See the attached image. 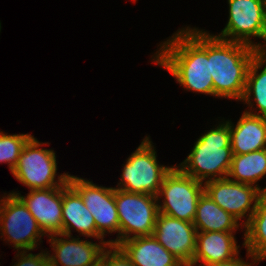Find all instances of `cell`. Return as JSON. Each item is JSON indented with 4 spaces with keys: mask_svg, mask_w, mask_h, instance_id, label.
<instances>
[{
    "mask_svg": "<svg viewBox=\"0 0 266 266\" xmlns=\"http://www.w3.org/2000/svg\"><path fill=\"white\" fill-rule=\"evenodd\" d=\"M264 176H266V148L247 154L233 155L227 176L230 180L256 186L264 193V188L257 184Z\"/></svg>",
    "mask_w": 266,
    "mask_h": 266,
    "instance_id": "22",
    "label": "cell"
},
{
    "mask_svg": "<svg viewBox=\"0 0 266 266\" xmlns=\"http://www.w3.org/2000/svg\"><path fill=\"white\" fill-rule=\"evenodd\" d=\"M47 237L54 251L52 255L48 251L50 266H95L104 249L110 245L109 242L98 244L89 240H81L79 236L74 238L73 235L63 233Z\"/></svg>",
    "mask_w": 266,
    "mask_h": 266,
    "instance_id": "13",
    "label": "cell"
},
{
    "mask_svg": "<svg viewBox=\"0 0 266 266\" xmlns=\"http://www.w3.org/2000/svg\"><path fill=\"white\" fill-rule=\"evenodd\" d=\"M133 266H184L153 235L124 240L117 245Z\"/></svg>",
    "mask_w": 266,
    "mask_h": 266,
    "instance_id": "18",
    "label": "cell"
},
{
    "mask_svg": "<svg viewBox=\"0 0 266 266\" xmlns=\"http://www.w3.org/2000/svg\"><path fill=\"white\" fill-rule=\"evenodd\" d=\"M31 134H8L0 130V163H7L10 172L16 167L20 154Z\"/></svg>",
    "mask_w": 266,
    "mask_h": 266,
    "instance_id": "23",
    "label": "cell"
},
{
    "mask_svg": "<svg viewBox=\"0 0 266 266\" xmlns=\"http://www.w3.org/2000/svg\"><path fill=\"white\" fill-rule=\"evenodd\" d=\"M72 229L84 237L109 242L104 241V238L97 232L93 215L84 205L81 196L67 181L62 186V233L71 236Z\"/></svg>",
    "mask_w": 266,
    "mask_h": 266,
    "instance_id": "15",
    "label": "cell"
},
{
    "mask_svg": "<svg viewBox=\"0 0 266 266\" xmlns=\"http://www.w3.org/2000/svg\"><path fill=\"white\" fill-rule=\"evenodd\" d=\"M102 266H133L125 253L115 245H108L100 257Z\"/></svg>",
    "mask_w": 266,
    "mask_h": 266,
    "instance_id": "24",
    "label": "cell"
},
{
    "mask_svg": "<svg viewBox=\"0 0 266 266\" xmlns=\"http://www.w3.org/2000/svg\"><path fill=\"white\" fill-rule=\"evenodd\" d=\"M241 101L250 109L245 110L246 112L266 118V51H259L251 61L247 73L245 93ZM254 105L256 109L258 108V112H256Z\"/></svg>",
    "mask_w": 266,
    "mask_h": 266,
    "instance_id": "20",
    "label": "cell"
},
{
    "mask_svg": "<svg viewBox=\"0 0 266 266\" xmlns=\"http://www.w3.org/2000/svg\"><path fill=\"white\" fill-rule=\"evenodd\" d=\"M233 155H242L266 148V118L243 112L234 126L227 120Z\"/></svg>",
    "mask_w": 266,
    "mask_h": 266,
    "instance_id": "17",
    "label": "cell"
},
{
    "mask_svg": "<svg viewBox=\"0 0 266 266\" xmlns=\"http://www.w3.org/2000/svg\"><path fill=\"white\" fill-rule=\"evenodd\" d=\"M159 45L151 61L170 72L184 90L214 96L209 73L208 31L187 26Z\"/></svg>",
    "mask_w": 266,
    "mask_h": 266,
    "instance_id": "1",
    "label": "cell"
},
{
    "mask_svg": "<svg viewBox=\"0 0 266 266\" xmlns=\"http://www.w3.org/2000/svg\"><path fill=\"white\" fill-rule=\"evenodd\" d=\"M119 217V243L153 234L159 214L158 199L151 194H136L115 188Z\"/></svg>",
    "mask_w": 266,
    "mask_h": 266,
    "instance_id": "9",
    "label": "cell"
},
{
    "mask_svg": "<svg viewBox=\"0 0 266 266\" xmlns=\"http://www.w3.org/2000/svg\"><path fill=\"white\" fill-rule=\"evenodd\" d=\"M235 232H197L196 251L192 266L226 262L236 258L240 246L237 245Z\"/></svg>",
    "mask_w": 266,
    "mask_h": 266,
    "instance_id": "16",
    "label": "cell"
},
{
    "mask_svg": "<svg viewBox=\"0 0 266 266\" xmlns=\"http://www.w3.org/2000/svg\"><path fill=\"white\" fill-rule=\"evenodd\" d=\"M15 257L17 262L12 266H50L48 251L45 250H41L38 254L18 251Z\"/></svg>",
    "mask_w": 266,
    "mask_h": 266,
    "instance_id": "25",
    "label": "cell"
},
{
    "mask_svg": "<svg viewBox=\"0 0 266 266\" xmlns=\"http://www.w3.org/2000/svg\"><path fill=\"white\" fill-rule=\"evenodd\" d=\"M229 17L221 33L214 35L226 41L248 44L259 51H266V1L228 0ZM263 39L256 43L252 38Z\"/></svg>",
    "mask_w": 266,
    "mask_h": 266,
    "instance_id": "6",
    "label": "cell"
},
{
    "mask_svg": "<svg viewBox=\"0 0 266 266\" xmlns=\"http://www.w3.org/2000/svg\"><path fill=\"white\" fill-rule=\"evenodd\" d=\"M10 193L23 201L45 235L62 233V186L30 190L26 196Z\"/></svg>",
    "mask_w": 266,
    "mask_h": 266,
    "instance_id": "14",
    "label": "cell"
},
{
    "mask_svg": "<svg viewBox=\"0 0 266 266\" xmlns=\"http://www.w3.org/2000/svg\"><path fill=\"white\" fill-rule=\"evenodd\" d=\"M44 144L49 145L32 136L23 147L18 163L11 172L29 190L60 187L69 178L68 173H63L56 180V153L52 149L40 148Z\"/></svg>",
    "mask_w": 266,
    "mask_h": 266,
    "instance_id": "5",
    "label": "cell"
},
{
    "mask_svg": "<svg viewBox=\"0 0 266 266\" xmlns=\"http://www.w3.org/2000/svg\"><path fill=\"white\" fill-rule=\"evenodd\" d=\"M69 185L81 196L84 205L93 215L97 232L104 238L118 233L111 245L119 244V217L115 202V188L96 185L92 181L69 174ZM105 235V236H104Z\"/></svg>",
    "mask_w": 266,
    "mask_h": 266,
    "instance_id": "10",
    "label": "cell"
},
{
    "mask_svg": "<svg viewBox=\"0 0 266 266\" xmlns=\"http://www.w3.org/2000/svg\"><path fill=\"white\" fill-rule=\"evenodd\" d=\"M232 214L224 211L204 191L198 199L193 225L197 232H236L244 225Z\"/></svg>",
    "mask_w": 266,
    "mask_h": 266,
    "instance_id": "19",
    "label": "cell"
},
{
    "mask_svg": "<svg viewBox=\"0 0 266 266\" xmlns=\"http://www.w3.org/2000/svg\"><path fill=\"white\" fill-rule=\"evenodd\" d=\"M244 229L242 245L247 249V258L260 263L266 259V193L260 195L255 212Z\"/></svg>",
    "mask_w": 266,
    "mask_h": 266,
    "instance_id": "21",
    "label": "cell"
},
{
    "mask_svg": "<svg viewBox=\"0 0 266 266\" xmlns=\"http://www.w3.org/2000/svg\"><path fill=\"white\" fill-rule=\"evenodd\" d=\"M258 52L248 44L222 40L208 32L209 73L214 97L242 100L248 69Z\"/></svg>",
    "mask_w": 266,
    "mask_h": 266,
    "instance_id": "2",
    "label": "cell"
},
{
    "mask_svg": "<svg viewBox=\"0 0 266 266\" xmlns=\"http://www.w3.org/2000/svg\"><path fill=\"white\" fill-rule=\"evenodd\" d=\"M155 150L150 136H145L138 148L123 164L120 181L114 188L136 194H151L157 197L164 176L173 166L159 164Z\"/></svg>",
    "mask_w": 266,
    "mask_h": 266,
    "instance_id": "4",
    "label": "cell"
},
{
    "mask_svg": "<svg viewBox=\"0 0 266 266\" xmlns=\"http://www.w3.org/2000/svg\"><path fill=\"white\" fill-rule=\"evenodd\" d=\"M221 122L194 143L190 154L177 166L183 173L203 183L227 178L233 153L229 124L225 119Z\"/></svg>",
    "mask_w": 266,
    "mask_h": 266,
    "instance_id": "3",
    "label": "cell"
},
{
    "mask_svg": "<svg viewBox=\"0 0 266 266\" xmlns=\"http://www.w3.org/2000/svg\"><path fill=\"white\" fill-rule=\"evenodd\" d=\"M204 191L218 206L239 221L245 217L246 220L241 222L244 226L250 221L262 194L256 186L238 183L228 177L205 182Z\"/></svg>",
    "mask_w": 266,
    "mask_h": 266,
    "instance_id": "11",
    "label": "cell"
},
{
    "mask_svg": "<svg viewBox=\"0 0 266 266\" xmlns=\"http://www.w3.org/2000/svg\"><path fill=\"white\" fill-rule=\"evenodd\" d=\"M203 192V182L183 173L174 165L164 176L157 196L159 213L193 223L198 199Z\"/></svg>",
    "mask_w": 266,
    "mask_h": 266,
    "instance_id": "7",
    "label": "cell"
},
{
    "mask_svg": "<svg viewBox=\"0 0 266 266\" xmlns=\"http://www.w3.org/2000/svg\"><path fill=\"white\" fill-rule=\"evenodd\" d=\"M152 235L184 266H192L197 241L193 223L159 213Z\"/></svg>",
    "mask_w": 266,
    "mask_h": 266,
    "instance_id": "12",
    "label": "cell"
},
{
    "mask_svg": "<svg viewBox=\"0 0 266 266\" xmlns=\"http://www.w3.org/2000/svg\"><path fill=\"white\" fill-rule=\"evenodd\" d=\"M258 264L256 261H252V263H248L244 261L239 255L236 258H233L230 261L226 262H219V263H212L209 265H202V266H253Z\"/></svg>",
    "mask_w": 266,
    "mask_h": 266,
    "instance_id": "26",
    "label": "cell"
},
{
    "mask_svg": "<svg viewBox=\"0 0 266 266\" xmlns=\"http://www.w3.org/2000/svg\"><path fill=\"white\" fill-rule=\"evenodd\" d=\"M95 266H102V264L100 262H98Z\"/></svg>",
    "mask_w": 266,
    "mask_h": 266,
    "instance_id": "27",
    "label": "cell"
},
{
    "mask_svg": "<svg viewBox=\"0 0 266 266\" xmlns=\"http://www.w3.org/2000/svg\"><path fill=\"white\" fill-rule=\"evenodd\" d=\"M6 195L7 193H4L0 198L1 238L12 243L17 252L38 249L41 238L46 235L23 201L17 195Z\"/></svg>",
    "mask_w": 266,
    "mask_h": 266,
    "instance_id": "8",
    "label": "cell"
}]
</instances>
